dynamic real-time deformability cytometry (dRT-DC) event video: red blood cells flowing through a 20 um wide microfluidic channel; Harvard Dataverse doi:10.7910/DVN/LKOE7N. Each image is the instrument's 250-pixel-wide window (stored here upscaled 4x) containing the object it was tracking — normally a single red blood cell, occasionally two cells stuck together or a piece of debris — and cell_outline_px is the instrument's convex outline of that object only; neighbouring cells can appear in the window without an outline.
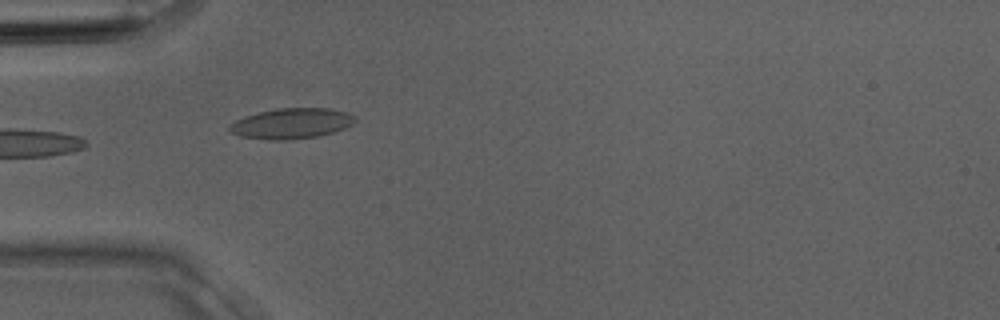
{"species": "Egyptian fruit bat (a non-hibernating species)", "species_latin": "Rousettus aegyptiacus", "temperature_condition": "room temperature", "stored_images_in_passage": 4, "camera_frame_rate_fps": 3000, "um_per_image_px": 0.085, "animal": {"sex": "male"}, "frame": {"image": 1, "passage_image": 4, "time_ms": 1.0, "image_size_px": [1000, 320], "cell_outline_px": [[356, 120], [352, 124], [344, 128], [320, 136], [284, 140], [272, 140], [240, 136], [232, 132], [228, 128], [236, 120], [244, 116], [276, 108], [328, 108], [344, 112], [356, 116]], "centroid_in_image_um": [24.79, 10.49], "position_along_channel_um": 60.2, "area_um2": 22.08}}